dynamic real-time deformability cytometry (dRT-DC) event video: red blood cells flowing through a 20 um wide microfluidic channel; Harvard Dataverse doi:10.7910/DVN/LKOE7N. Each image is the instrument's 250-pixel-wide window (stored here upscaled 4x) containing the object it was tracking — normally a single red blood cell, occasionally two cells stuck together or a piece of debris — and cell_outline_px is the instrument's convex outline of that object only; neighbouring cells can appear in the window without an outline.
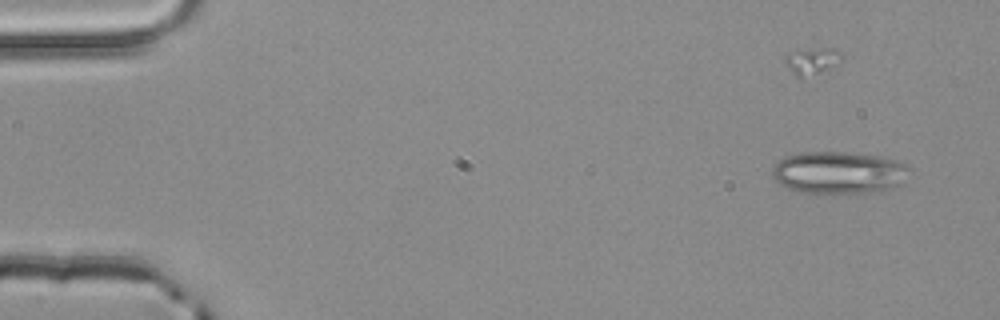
{"species": "common noctule bat (a hibernating species)", "species_latin": "Nyctalus noctula", "temperature_condition": "room temperature", "stored_images_in_passage": 5, "camera_frame_rate_fps": 3000, "um_per_image_px": 0.085, "animal": {"sex": "male", "body_mass_g": 20.4}, "frame": {"image": 1, "passage_image": 2, "time_ms": 0.333, "image_size_px": [1000, 320], "cell_outline_px": [[908, 168], [900, 184], [888, 188], [872, 192], [804, 192], [788, 188], [780, 184], [772, 176], [772, 168], [784, 156], [804, 152], [844, 152], [876, 156], [896, 160], [904, 164]], "centroid_in_image_um": [71.22, 14.65], "position_along_channel_um": 13.8, "area_um2": 32.89}}